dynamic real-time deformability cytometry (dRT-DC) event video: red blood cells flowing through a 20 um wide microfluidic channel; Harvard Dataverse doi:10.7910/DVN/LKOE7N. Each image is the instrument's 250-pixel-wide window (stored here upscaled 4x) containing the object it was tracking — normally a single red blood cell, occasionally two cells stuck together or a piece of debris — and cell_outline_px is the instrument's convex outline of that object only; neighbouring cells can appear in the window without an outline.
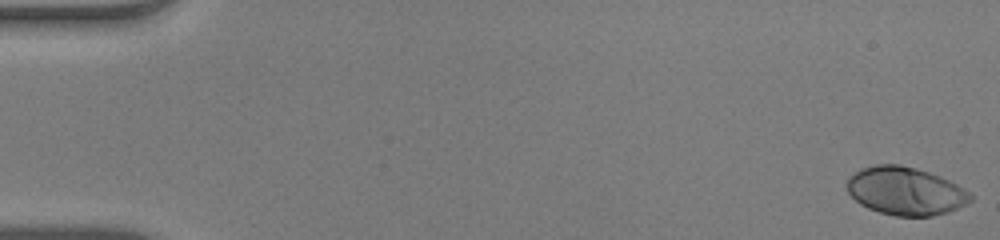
{"species": "human", "species_latin": "Homo sapiens", "temperature_condition": "warm", "stored_images_in_passage": 53, "camera_frame_rate_fps": 3000, "um_per_image_px": 0.085, "donor": {"sex": "male"}, "frame": {"image": 1, "passage_image": 1, "time_ms": 0.0, "image_size_px": [1000, 240], "cell_outline_px": [[972, 200], [968, 204], [948, 212], [932, 216], [896, 216], [880, 212], [868, 208], [860, 204], [848, 192], [844, 184], [848, 176], [860, 168], [876, 164], [900, 164], [916, 168], [940, 176], [964, 188], [972, 196]], "centroid_in_image_um": [76.93, 16.23], "position_along_channel_um": 8.1, "area_um2": 34.85}}
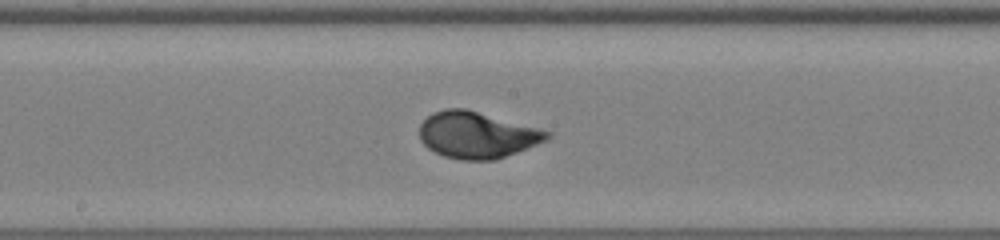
{"frame": {"image": 2, "passage_image": 29, "time_ms": 9.333, "image_size_px": [1000, 240], "cell_outline_px": [[552, 136], [548, 140], [496, 160], [460, 160], [444, 156], [428, 148], [420, 140], [420, 124], [432, 112], [444, 108], [464, 108], [552, 132]], "centroid_in_image_um": [40.54, 11.48], "position_along_channel_um": 207.7, "area_um2": 34.45}}
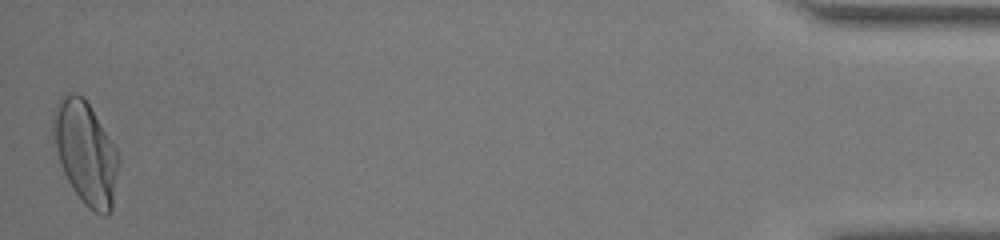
{"frame": {"image": 3, "passage_image": 53, "time_ms": 17.333, "image_size_px": [1000, 240], "cell_outline_px": [[120, 164], [112, 208], [104, 216], [88, 208], [84, 204], [72, 188], [60, 164], [56, 148], [52, 128], [52, 112], [60, 96], [64, 92], [76, 92], [84, 96], [120, 152]], "centroid_in_image_um": [7.29, 12.93], "position_along_channel_um": 427.9, "area_um2": 39.82}, "authors_computed_cell_mechanics": {"area_um2": 33.9286, "velocity_mm_per_s": 3.889, "shape_relaxation_time_tau1_ms": 3.5303, "shape_relaxation_time_tau2_ms": null, "deformation_change_tau1": 0.2134, "deformation_change_tau2": null}}